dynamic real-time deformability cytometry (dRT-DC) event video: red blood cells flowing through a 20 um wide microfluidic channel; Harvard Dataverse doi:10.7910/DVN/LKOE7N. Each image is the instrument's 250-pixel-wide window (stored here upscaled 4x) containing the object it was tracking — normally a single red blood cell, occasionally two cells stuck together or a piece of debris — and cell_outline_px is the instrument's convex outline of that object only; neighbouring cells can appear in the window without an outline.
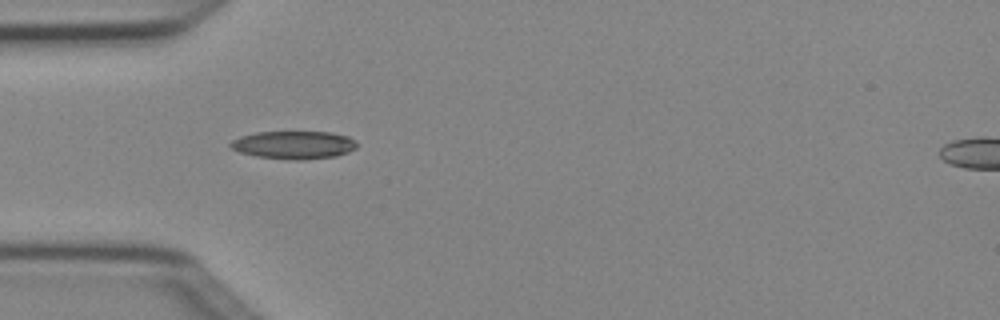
{"species": "Egyptian fruit bat (a non-hibernating species)", "species_latin": "Rousettus aegyptiacus", "temperature_condition": "cold", "stored_images_in_passage": 2, "camera_frame_rate_fps": 3000, "um_per_image_px": 0.085, "animal": {"sex": "female"}, "frame": {"image": 1, "passage_image": 1, "time_ms": 0.0, "image_size_px": [1000, 320], "cell_outline_px": [[356, 148], [348, 152], [336, 156], [304, 160], [296, 160], [256, 156], [240, 152], [232, 148], [228, 144], [232, 140], [240, 136], [256, 132], [332, 132], [348, 136], [356, 144]], "centroid_in_image_um": [24.96, 12.32], "position_along_channel_um": 60.0, "area_um2": 20.52}}
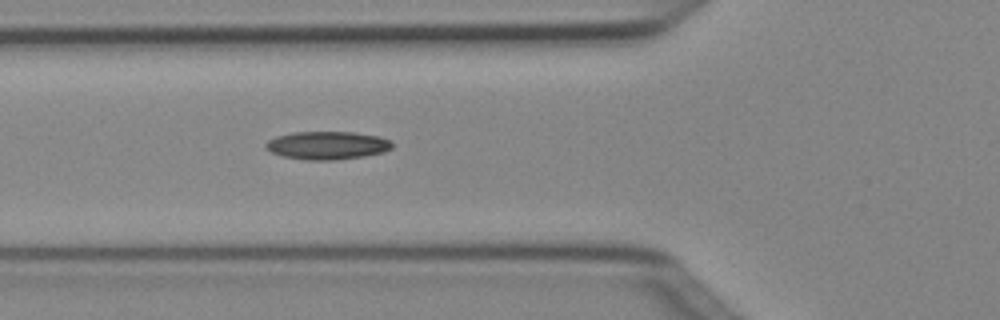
{"frame": {"image": 2, "passage_image": 2, "time_ms": 0.333, "image_size_px": [1000, 320], "cell_outline_px": [[392, 148], [384, 152], [364, 156], [336, 160], [304, 160], [284, 156], [272, 152], [264, 148], [264, 144], [268, 140], [276, 136], [292, 132], [352, 132], [380, 136], [392, 140]], "centroid_in_image_um": [27.82, 12.35], "position_along_channel_um": 98.0, "area_um2": 20.87}}